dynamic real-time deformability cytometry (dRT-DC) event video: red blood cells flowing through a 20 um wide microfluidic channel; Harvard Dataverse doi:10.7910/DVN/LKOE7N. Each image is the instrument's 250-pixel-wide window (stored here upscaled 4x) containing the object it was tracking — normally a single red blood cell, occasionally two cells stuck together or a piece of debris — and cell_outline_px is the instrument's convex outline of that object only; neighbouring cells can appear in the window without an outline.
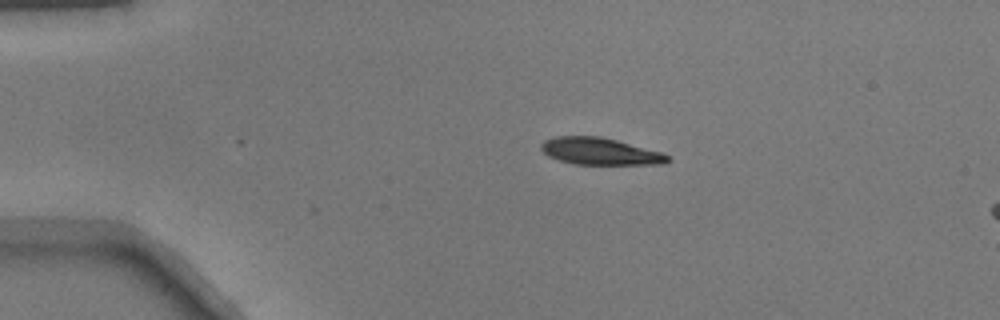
{"species": "common noctule bat (a hibernating species)", "species_latin": "Nyctalus noctula", "temperature_condition": "warm", "stored_images_in_passage": 14, "camera_frame_rate_fps": 3000, "um_per_image_px": 0.085, "animal": {"sex": "male", "body_mass_g": 17.9}, "frame": {"image": 1, "passage_image": 14, "time_ms": 4.333, "image_size_px": [1000, 320], "cell_outline_px": [[672, 160], [664, 164], [576, 164], [560, 160], [548, 156], [540, 148], [540, 144], [544, 140], [556, 136], [600, 136], [664, 152]], "centroid_in_image_um": [51.03, 12.86], "position_along_channel_um": 34.0, "area_um2": 19.94}}